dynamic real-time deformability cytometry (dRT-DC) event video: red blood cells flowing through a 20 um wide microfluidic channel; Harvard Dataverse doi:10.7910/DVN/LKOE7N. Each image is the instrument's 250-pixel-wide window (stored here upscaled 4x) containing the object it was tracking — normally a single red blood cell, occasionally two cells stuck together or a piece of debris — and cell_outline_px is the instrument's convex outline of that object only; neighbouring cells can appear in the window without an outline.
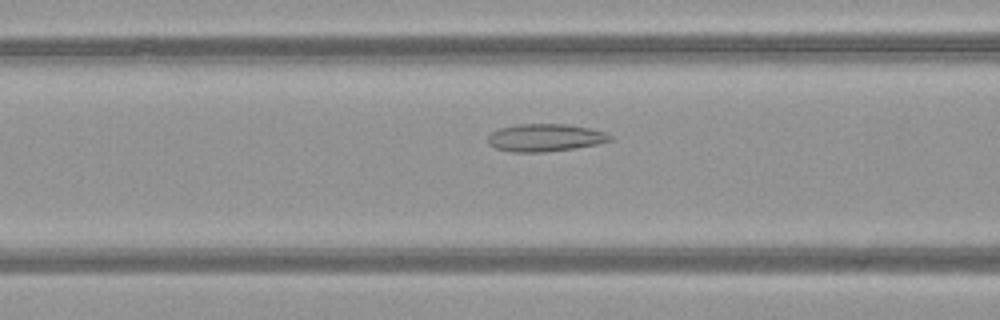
{"species": "common noctule bat (a hibernating species)", "species_latin": "Nyctalus noctula", "temperature_condition": "warm", "stored_images_in_passage": 52, "segment_of_instrument_passage": [1, 2], "camera_frame_rate_fps": 3000, "um_per_image_px": 0.085, "animal": {"sex": "female", "body_mass_g": 21.9}, "frame": {"image": 1, "passage_image": 21, "time_ms": 6.667, "image_size_px": [1000, 320], "cell_outline_px": [[612, 140], [596, 144], [572, 148], [544, 152], [512, 152], [496, 148], [488, 144], [488, 136], [492, 132], [500, 128], [516, 124], [568, 124], [592, 128], [608, 132], [612, 136]], "centroid_in_image_um": [46.36, 11.69], "position_along_channel_um": 120.2, "area_um2": 19.71}}
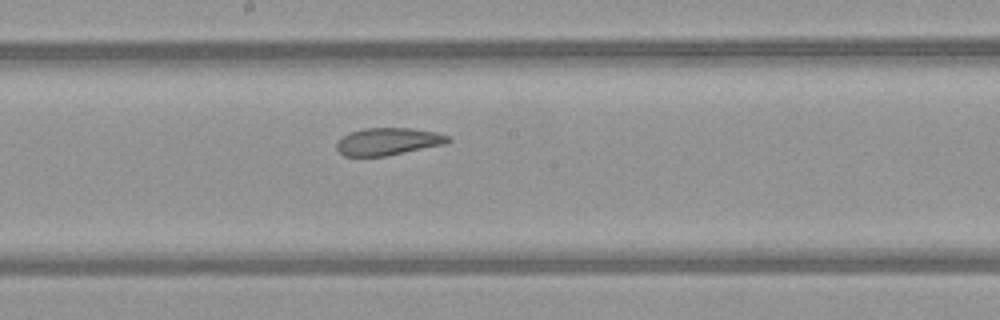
{"frame": {"image": 2, "passage_image": 28, "time_ms": 9.0, "image_size_px": [1000, 320], "cell_outline_px": [[452, 140], [444, 144], [388, 156], [344, 156], [336, 148], [336, 144], [348, 132], [364, 128], [412, 128], [436, 132], [448, 136]], "centroid_in_image_um": [32.99, 12.02], "position_along_channel_um": 215.2, "area_um2": 17.74}}
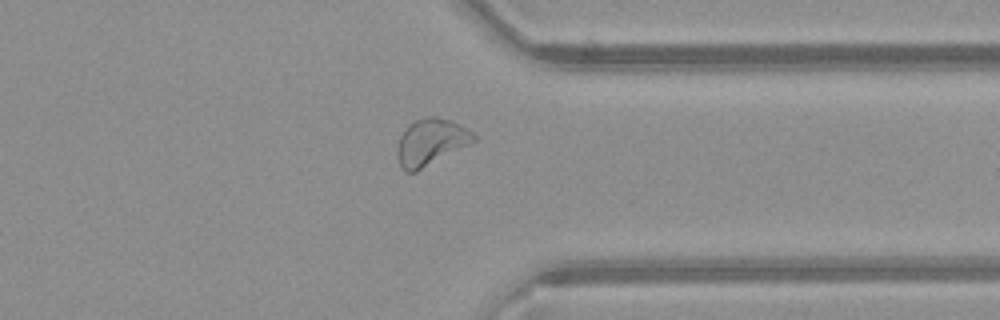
{"frame": {"image": 3, "passage_image": 40, "time_ms": 13.0, "image_size_px": [1000, 320], "cell_outline_px": [[476, 140], [416, 172], [404, 172], [400, 168], [396, 152], [400, 136], [404, 128], [408, 124], [416, 120], [428, 116], [436, 116], [448, 120], [472, 132], [476, 136]], "centroid_in_image_um": [36.55, 12.09], "position_along_channel_um": 374.9, "area_um2": 20.52}}